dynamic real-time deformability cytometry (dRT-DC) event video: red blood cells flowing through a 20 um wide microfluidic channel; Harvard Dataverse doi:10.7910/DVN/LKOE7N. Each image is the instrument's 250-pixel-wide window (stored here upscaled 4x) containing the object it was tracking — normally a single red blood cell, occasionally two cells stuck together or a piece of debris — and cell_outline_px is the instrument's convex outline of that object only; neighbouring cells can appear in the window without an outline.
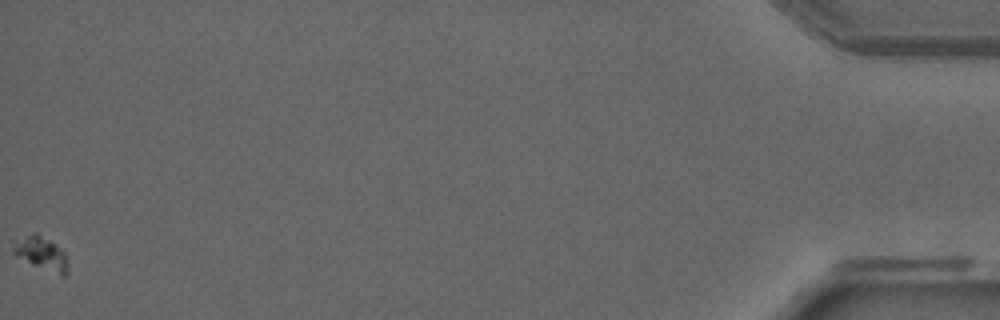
{"species": "common noctule bat (a hibernating species)", "species_latin": "Nyctalus noctula", "temperature_condition": "warm", "stored_images_in_passage": 41, "camera_frame_rate_fps": 3000, "um_per_image_px": 0.085, "animal": {"sex": "male", "forearm_length_mm": 52.5}, "frame": {"image": 1, "passage_image": 41, "time_ms": 13.333, "image_size_px": [1000, 320], "cell_outline_px": [[68, 272], [64, 276], [60, 276], [32, 264], [16, 256], [12, 252], [12, 248], [16, 244], [32, 232], [36, 232], [56, 244], [64, 252], [68, 264]], "centroid_in_image_um": [3.57, 21.57], "position_along_channel_um": 431.6, "area_um2": 10.4}}